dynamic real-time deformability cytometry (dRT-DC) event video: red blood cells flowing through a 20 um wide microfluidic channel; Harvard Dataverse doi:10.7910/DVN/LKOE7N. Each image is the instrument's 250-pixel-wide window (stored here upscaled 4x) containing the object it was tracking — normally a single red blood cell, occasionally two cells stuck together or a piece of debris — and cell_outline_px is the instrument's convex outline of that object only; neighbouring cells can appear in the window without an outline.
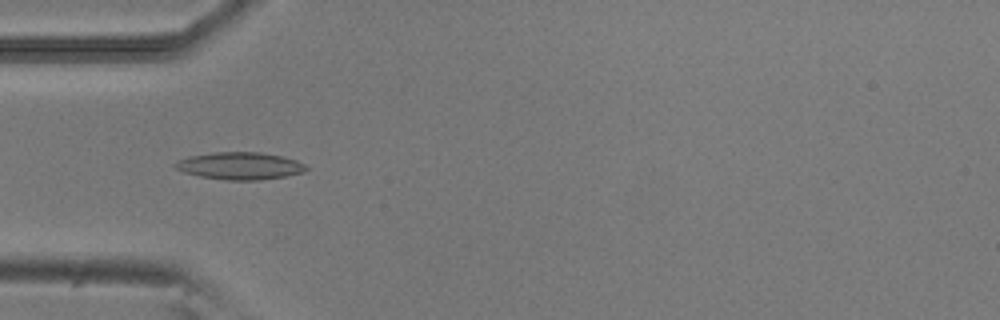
{"species": "common noctule bat (a hibernating species)", "species_latin": "Nyctalus noctula", "temperature_condition": "room temperature", "stored_images_in_passage": 24, "camera_frame_rate_fps": 3000, "um_per_image_px": 0.085, "animal": {"sex": "male", "body_mass_g": 20.5, "forearm_length_mm": 52.5}, "frame": {"image": 1, "passage_image": 1, "time_ms": 0.0, "image_size_px": [1000, 320], "cell_outline_px": [[308, 168], [304, 172], [284, 176], [256, 180], [228, 180], [200, 176], [184, 172], [176, 168], [172, 164], [176, 160], [188, 156], [212, 152], [260, 152], [284, 156], [296, 160], [304, 164]], "centroid_in_image_um": [20.37, 14.08], "position_along_channel_um": 64.6, "area_um2": 20.87}}
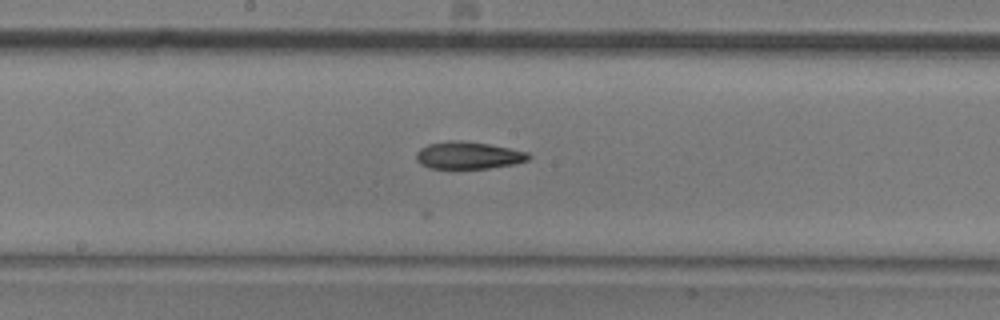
{"frame": {"image": 2, "passage_image": 12, "time_ms": 3.667, "image_size_px": [1000, 320], "cell_outline_px": [[532, 156], [528, 160], [516, 164], [488, 168], [428, 168], [420, 164], [416, 160], [416, 152], [420, 148], [428, 144], [452, 140], [460, 140], [488, 144], [528, 152]], "centroid_in_image_um": [39.8, 13.21], "position_along_channel_um": 208.4, "area_um2": 17.86}}
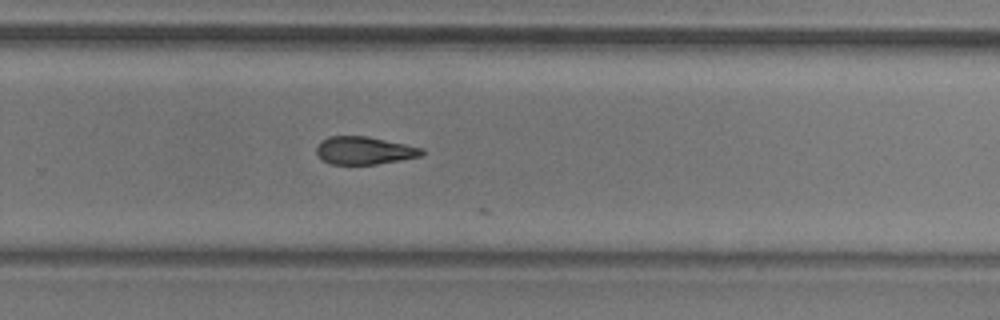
{"frame": {"image": 3, "passage_image": 19, "time_ms": 6.0, "image_size_px": [1000, 320], "cell_outline_px": [[424, 152], [420, 156], [400, 160], [376, 164], [332, 164], [324, 160], [316, 152], [316, 148], [320, 140], [328, 136], [368, 136], [424, 148]], "centroid_in_image_um": [30.96, 12.78], "position_along_channel_um": 298.8, "area_um2": 16.99}}